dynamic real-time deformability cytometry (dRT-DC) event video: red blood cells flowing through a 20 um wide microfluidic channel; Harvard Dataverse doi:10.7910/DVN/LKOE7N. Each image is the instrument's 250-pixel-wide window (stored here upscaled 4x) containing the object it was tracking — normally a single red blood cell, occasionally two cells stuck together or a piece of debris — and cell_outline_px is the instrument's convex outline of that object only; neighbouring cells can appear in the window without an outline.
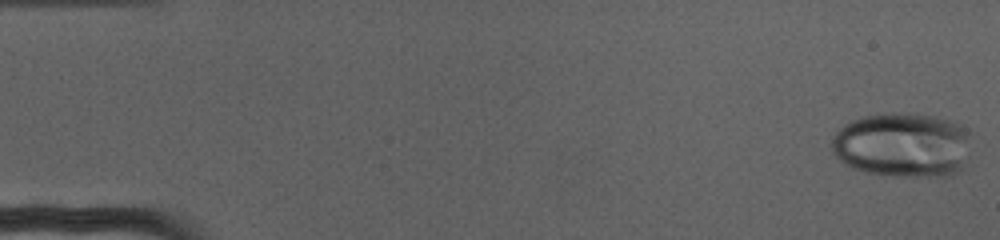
{"species": "human", "species_latin": "Homo sapiens", "temperature_condition": "cold", "stored_images_in_passage": 73, "camera_frame_rate_fps": 3000, "um_per_image_px": 0.085, "donor": {"sex": "female"}, "frame": {"image": 1, "passage_image": 1, "time_ms": 0.0, "image_size_px": [1000, 240], "cell_outline_px": [[972, 132], [968, 152], [964, 168], [960, 172], [948, 176], [896, 176], [868, 172], [852, 168], [844, 164], [832, 152], [828, 144], [832, 136], [848, 120], [860, 116], [884, 112], [916, 112], [936, 116], [952, 120], [960, 124]], "centroid_in_image_um": [76.72, 12.28], "position_along_channel_um": 8.3, "area_um2": 54.27}}
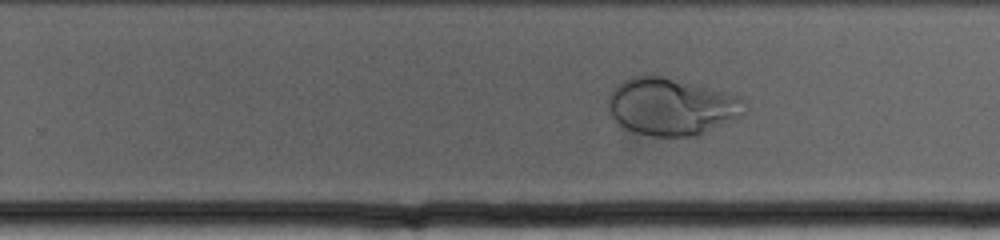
{"frame": {"image": 2, "passage_image": 46, "time_ms": 15.0, "image_size_px": [1000, 240], "cell_outline_px": [[744, 112], [740, 116], [696, 136], [652, 136], [636, 132], [620, 124], [608, 112], [608, 96], [624, 80], [632, 76], [660, 76], [736, 96], [744, 100]], "centroid_in_image_um": [57.02, 9.08], "position_along_channel_um": 272.8, "area_um2": 44.16}}
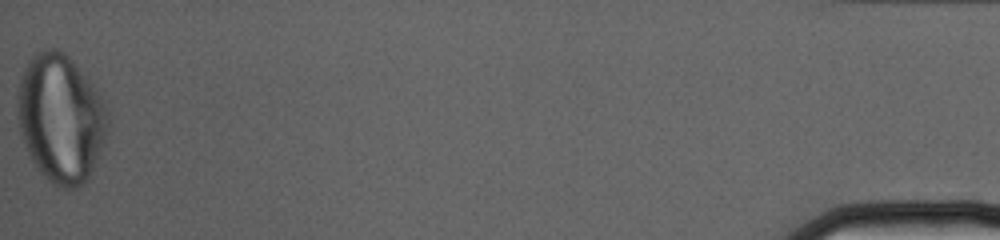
{"frame": {"image": 3, "passage_image": 73, "time_ms": 24.0, "image_size_px": [1000, 240], "cell_outline_px": [[108, 128], [104, 140], [92, 172], [88, 180], [76, 188], [60, 188], [52, 184], [40, 172], [28, 156], [20, 136], [16, 108], [16, 96], [20, 76], [28, 60], [40, 48], [56, 48], [64, 52], [76, 64], [92, 84], [104, 100], [108, 108]], "centroid_in_image_um": [5.13, 10.05], "position_along_channel_um": 430.1, "area_um2": 68.44}}